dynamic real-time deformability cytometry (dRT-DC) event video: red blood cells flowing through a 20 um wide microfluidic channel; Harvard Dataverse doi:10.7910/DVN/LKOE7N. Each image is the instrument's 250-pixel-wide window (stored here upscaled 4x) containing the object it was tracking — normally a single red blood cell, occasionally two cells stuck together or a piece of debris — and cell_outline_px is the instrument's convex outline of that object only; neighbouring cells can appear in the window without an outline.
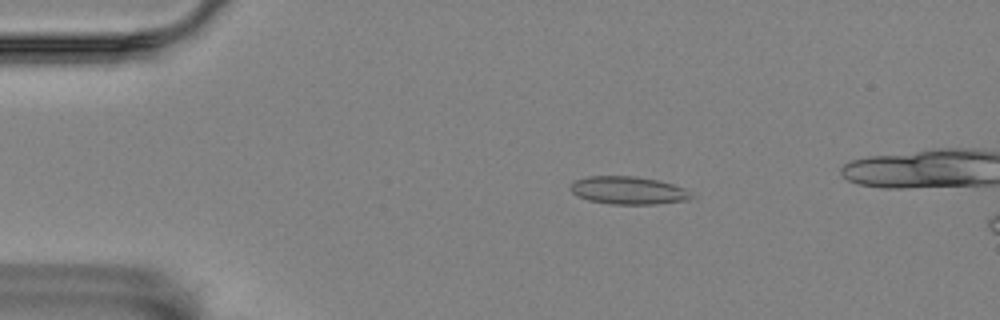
{"species": "Egyptian fruit bat (a non-hibernating species)", "species_latin": "Rousettus aegyptiacus", "temperature_condition": "room temperature", "stored_images_in_passage": 18, "camera_frame_rate_fps": 3000, "um_per_image_px": 0.085, "animal": {"sex": "female"}, "frame": {"image": 1, "passage_image": 11, "time_ms": 3.333, "image_size_px": [1000, 320], "cell_outline_px": [[692, 196], [688, 200], [656, 204], [612, 204], [588, 200], [576, 196], [568, 188], [576, 180], [588, 176], [636, 176], [656, 180], [672, 184], [684, 188]], "centroid_in_image_um": [53.36, 16.18], "position_along_channel_um": 31.6, "area_um2": 19.48}}